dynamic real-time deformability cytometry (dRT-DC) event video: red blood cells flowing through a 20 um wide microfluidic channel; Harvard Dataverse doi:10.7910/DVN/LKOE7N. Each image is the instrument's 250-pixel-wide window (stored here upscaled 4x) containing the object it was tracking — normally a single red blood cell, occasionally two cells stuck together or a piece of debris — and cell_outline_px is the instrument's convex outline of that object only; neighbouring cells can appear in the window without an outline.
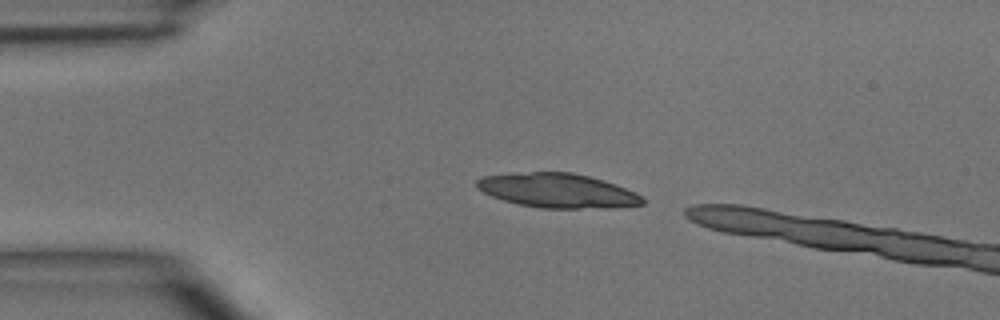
{"species": "common noctule bat (a hibernating species)", "species_latin": "Nyctalus noctula", "temperature_condition": "room temperature", "stored_images_in_passage": 3, "camera_frame_rate_fps": 3000, "um_per_image_px": 0.085, "animal": {"sex": "male", "body_mass_g": 15.6}, "frame": {"image": 1, "passage_image": 1, "time_ms": 0.0, "image_size_px": [1000, 320], "cell_outline_px": [[644, 204], [608, 208], [540, 208], [520, 204], [504, 200], [492, 196], [476, 188], [476, 180], [484, 176], [532, 172], [572, 172], [604, 180], [616, 184], [636, 192], [644, 200]], "centroid_in_image_um": [47.42, 16.2], "position_along_channel_um": 37.6, "area_um2": 32.95}}